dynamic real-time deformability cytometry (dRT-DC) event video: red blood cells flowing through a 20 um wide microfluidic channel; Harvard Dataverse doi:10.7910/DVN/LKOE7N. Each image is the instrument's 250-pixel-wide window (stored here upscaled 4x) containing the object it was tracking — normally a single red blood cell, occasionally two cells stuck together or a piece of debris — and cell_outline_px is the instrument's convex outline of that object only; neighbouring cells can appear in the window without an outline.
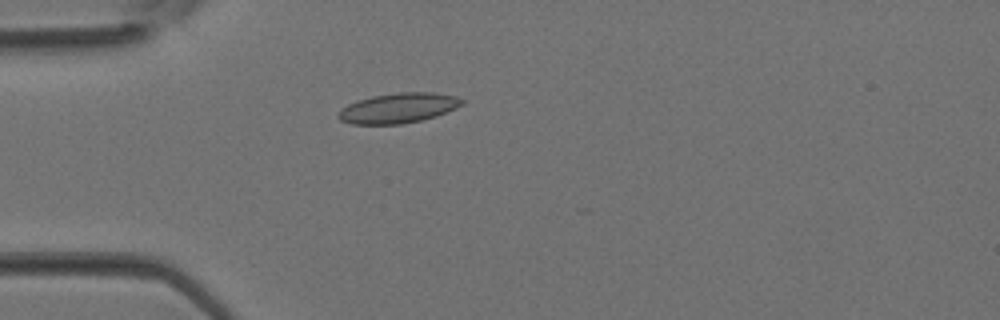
{"species": "Egyptian fruit bat (a non-hibernating species)", "species_latin": "Rousettus aegyptiacus", "temperature_condition": "room temperature", "stored_images_in_passage": 3, "camera_frame_rate_fps": 3000, "um_per_image_px": 0.085, "animal": {"sex": "female"}, "frame": {"image": 1, "passage_image": 3, "time_ms": 0.667, "image_size_px": [1000, 320], "cell_outline_px": [[464, 104], [456, 108], [436, 116], [420, 120], [400, 124], [352, 124], [340, 120], [336, 116], [348, 104], [372, 96], [400, 92], [432, 92], [456, 96], [464, 100]], "centroid_in_image_um": [33.89, 9.18], "position_along_channel_um": 51.1, "area_um2": 21.44}}